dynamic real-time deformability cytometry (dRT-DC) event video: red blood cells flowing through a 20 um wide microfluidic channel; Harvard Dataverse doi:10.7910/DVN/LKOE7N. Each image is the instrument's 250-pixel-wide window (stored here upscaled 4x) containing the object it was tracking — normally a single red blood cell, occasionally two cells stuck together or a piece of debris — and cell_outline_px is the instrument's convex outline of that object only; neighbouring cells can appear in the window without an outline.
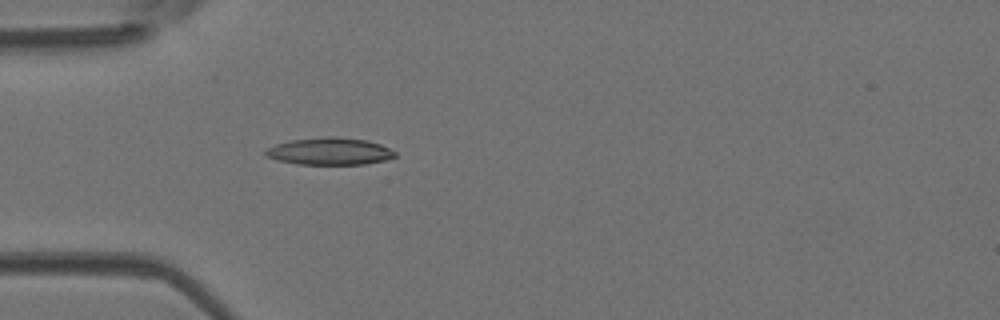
{"species": "Egyptian fruit bat (a non-hibernating species)", "species_latin": "Rousettus aegyptiacus", "temperature_condition": "room temperature", "stored_images_in_passage": 49, "camera_frame_rate_fps": 3000, "um_per_image_px": 0.085, "animal": {"sex": "female"}, "frame": {"image": 1, "passage_image": 13, "time_ms": 4.0, "image_size_px": [1000, 320], "cell_outline_px": [[396, 156], [384, 160], [364, 164], [296, 164], [280, 160], [268, 156], [264, 152], [268, 148], [276, 144], [292, 140], [324, 136], [332, 136], [368, 140], [380, 144], [396, 152]], "centroid_in_image_um": [28.05, 12.85], "position_along_channel_um": 57.0, "area_um2": 20.29}}
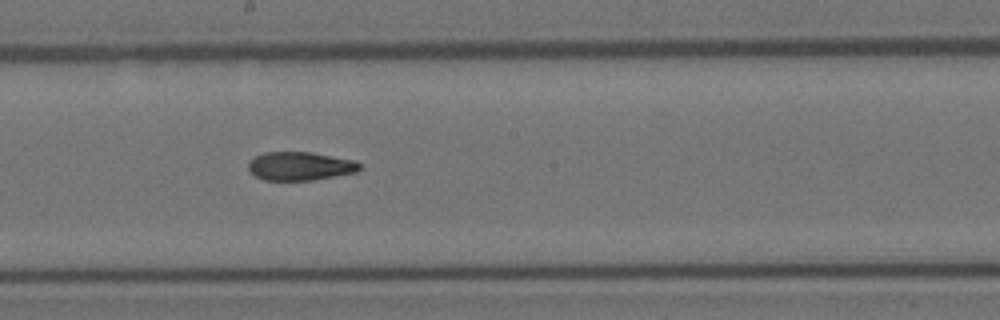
{"frame": {"image": 2, "passage_image": 26, "time_ms": 8.333, "image_size_px": [1000, 320], "cell_outline_px": [[360, 168], [356, 172], [312, 180], [264, 180], [256, 176], [248, 168], [248, 160], [264, 152], [312, 152], [356, 160], [360, 164]], "centroid_in_image_um": [25.5, 14.11], "position_along_channel_um": 222.7, "area_um2": 18.5}}
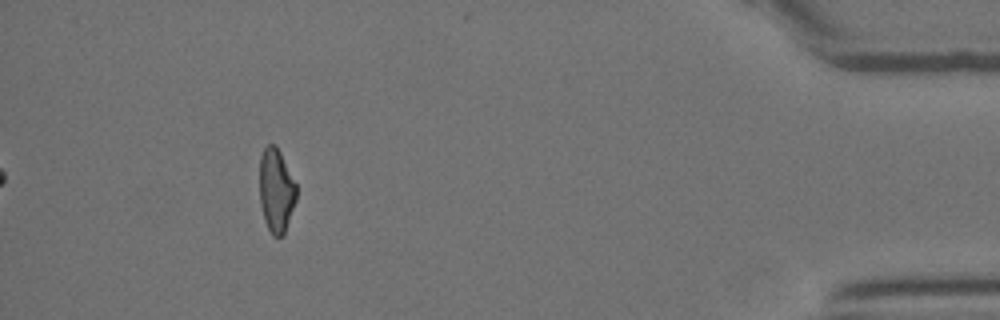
{"frame": {"image": 3, "passage_image": 45, "time_ms": 14.667, "image_size_px": [1000, 320], "cell_outline_px": [[296, 200], [284, 236], [272, 236], [264, 220], [260, 204], [260, 156], [264, 148], [268, 144], [276, 144], [296, 184]], "centroid_in_image_um": [23.47, 16.2], "position_along_channel_um": 411.7, "area_um2": 18.03}, "authors_computed_cell_mechanics": {"area_um2": 19.074, "velocity_mm_per_s": 3.9357, "shape_relaxation_time_tau1_ms": 9.3402, "shape_relaxation_time_tau2_ms": 2.7615, "deformation_change_tau1": 0.2466, "deformation_change_tau2": 0.1089}}